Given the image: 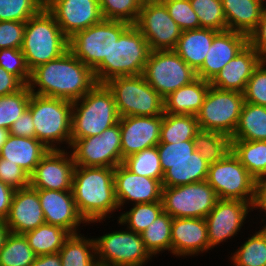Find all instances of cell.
<instances>
[{"label":"cell","mask_w":266,"mask_h":266,"mask_svg":"<svg viewBox=\"0 0 266 266\" xmlns=\"http://www.w3.org/2000/svg\"><path fill=\"white\" fill-rule=\"evenodd\" d=\"M75 167L70 150H50L30 175V186L34 189L72 190Z\"/></svg>","instance_id":"18"},{"label":"cell","mask_w":266,"mask_h":266,"mask_svg":"<svg viewBox=\"0 0 266 266\" xmlns=\"http://www.w3.org/2000/svg\"><path fill=\"white\" fill-rule=\"evenodd\" d=\"M114 185L120 210H124L129 203L133 205L162 201L161 181L134 174L123 164L114 168Z\"/></svg>","instance_id":"19"},{"label":"cell","mask_w":266,"mask_h":266,"mask_svg":"<svg viewBox=\"0 0 266 266\" xmlns=\"http://www.w3.org/2000/svg\"><path fill=\"white\" fill-rule=\"evenodd\" d=\"M35 258L24 234L10 232L0 251V266H30Z\"/></svg>","instance_id":"40"},{"label":"cell","mask_w":266,"mask_h":266,"mask_svg":"<svg viewBox=\"0 0 266 266\" xmlns=\"http://www.w3.org/2000/svg\"><path fill=\"white\" fill-rule=\"evenodd\" d=\"M36 190L45 223L60 226L70 234H78L81 227L88 225L77 210L72 190Z\"/></svg>","instance_id":"21"},{"label":"cell","mask_w":266,"mask_h":266,"mask_svg":"<svg viewBox=\"0 0 266 266\" xmlns=\"http://www.w3.org/2000/svg\"><path fill=\"white\" fill-rule=\"evenodd\" d=\"M263 6H266V0H259Z\"/></svg>","instance_id":"60"},{"label":"cell","mask_w":266,"mask_h":266,"mask_svg":"<svg viewBox=\"0 0 266 266\" xmlns=\"http://www.w3.org/2000/svg\"><path fill=\"white\" fill-rule=\"evenodd\" d=\"M157 149L163 173L175 161L187 160L196 151L193 140L175 144H158Z\"/></svg>","instance_id":"49"},{"label":"cell","mask_w":266,"mask_h":266,"mask_svg":"<svg viewBox=\"0 0 266 266\" xmlns=\"http://www.w3.org/2000/svg\"><path fill=\"white\" fill-rule=\"evenodd\" d=\"M209 87V81L197 77L164 98V113L196 116Z\"/></svg>","instance_id":"27"},{"label":"cell","mask_w":266,"mask_h":266,"mask_svg":"<svg viewBox=\"0 0 266 266\" xmlns=\"http://www.w3.org/2000/svg\"><path fill=\"white\" fill-rule=\"evenodd\" d=\"M14 189L0 180V219L8 217Z\"/></svg>","instance_id":"56"},{"label":"cell","mask_w":266,"mask_h":266,"mask_svg":"<svg viewBox=\"0 0 266 266\" xmlns=\"http://www.w3.org/2000/svg\"><path fill=\"white\" fill-rule=\"evenodd\" d=\"M70 151L76 166L115 168L122 164L119 122L100 135L71 139Z\"/></svg>","instance_id":"14"},{"label":"cell","mask_w":266,"mask_h":266,"mask_svg":"<svg viewBox=\"0 0 266 266\" xmlns=\"http://www.w3.org/2000/svg\"><path fill=\"white\" fill-rule=\"evenodd\" d=\"M247 44L246 34L232 30L219 31L214 36L202 67L196 72L197 77L210 82Z\"/></svg>","instance_id":"24"},{"label":"cell","mask_w":266,"mask_h":266,"mask_svg":"<svg viewBox=\"0 0 266 266\" xmlns=\"http://www.w3.org/2000/svg\"><path fill=\"white\" fill-rule=\"evenodd\" d=\"M182 31L199 29L200 22L190 0H161Z\"/></svg>","instance_id":"46"},{"label":"cell","mask_w":266,"mask_h":266,"mask_svg":"<svg viewBox=\"0 0 266 266\" xmlns=\"http://www.w3.org/2000/svg\"><path fill=\"white\" fill-rule=\"evenodd\" d=\"M250 212V213H249ZM252 211V204L242 200L219 199L205 217L207 225L209 250L235 239L243 226L250 220L248 217Z\"/></svg>","instance_id":"16"},{"label":"cell","mask_w":266,"mask_h":266,"mask_svg":"<svg viewBox=\"0 0 266 266\" xmlns=\"http://www.w3.org/2000/svg\"><path fill=\"white\" fill-rule=\"evenodd\" d=\"M243 104L242 92L210 86L202 107L196 114L200 130L219 132L231 137L237 127Z\"/></svg>","instance_id":"10"},{"label":"cell","mask_w":266,"mask_h":266,"mask_svg":"<svg viewBox=\"0 0 266 266\" xmlns=\"http://www.w3.org/2000/svg\"><path fill=\"white\" fill-rule=\"evenodd\" d=\"M209 251L207 225L204 218H173L171 254L176 258L196 257Z\"/></svg>","instance_id":"22"},{"label":"cell","mask_w":266,"mask_h":266,"mask_svg":"<svg viewBox=\"0 0 266 266\" xmlns=\"http://www.w3.org/2000/svg\"><path fill=\"white\" fill-rule=\"evenodd\" d=\"M227 30L246 34L257 27L262 15L263 5L259 0H221Z\"/></svg>","instance_id":"29"},{"label":"cell","mask_w":266,"mask_h":266,"mask_svg":"<svg viewBox=\"0 0 266 266\" xmlns=\"http://www.w3.org/2000/svg\"><path fill=\"white\" fill-rule=\"evenodd\" d=\"M5 221L10 232L16 234H25L44 224L38 191L30 185L15 190Z\"/></svg>","instance_id":"23"},{"label":"cell","mask_w":266,"mask_h":266,"mask_svg":"<svg viewBox=\"0 0 266 266\" xmlns=\"http://www.w3.org/2000/svg\"><path fill=\"white\" fill-rule=\"evenodd\" d=\"M172 217L162 212L147 229L141 233L146 249L153 257L165 251L171 253ZM158 255V256H157Z\"/></svg>","instance_id":"37"},{"label":"cell","mask_w":266,"mask_h":266,"mask_svg":"<svg viewBox=\"0 0 266 266\" xmlns=\"http://www.w3.org/2000/svg\"><path fill=\"white\" fill-rule=\"evenodd\" d=\"M135 26L151 51L174 50L182 33L161 0H144Z\"/></svg>","instance_id":"15"},{"label":"cell","mask_w":266,"mask_h":266,"mask_svg":"<svg viewBox=\"0 0 266 266\" xmlns=\"http://www.w3.org/2000/svg\"><path fill=\"white\" fill-rule=\"evenodd\" d=\"M218 32L210 28L182 31L174 51L197 72L202 67L214 36Z\"/></svg>","instance_id":"28"},{"label":"cell","mask_w":266,"mask_h":266,"mask_svg":"<svg viewBox=\"0 0 266 266\" xmlns=\"http://www.w3.org/2000/svg\"><path fill=\"white\" fill-rule=\"evenodd\" d=\"M45 8L68 39L103 20L98 0H45Z\"/></svg>","instance_id":"17"},{"label":"cell","mask_w":266,"mask_h":266,"mask_svg":"<svg viewBox=\"0 0 266 266\" xmlns=\"http://www.w3.org/2000/svg\"><path fill=\"white\" fill-rule=\"evenodd\" d=\"M10 132L8 129H4L0 127V152L2 150L3 145L6 143Z\"/></svg>","instance_id":"59"},{"label":"cell","mask_w":266,"mask_h":266,"mask_svg":"<svg viewBox=\"0 0 266 266\" xmlns=\"http://www.w3.org/2000/svg\"><path fill=\"white\" fill-rule=\"evenodd\" d=\"M72 193L77 210L88 225L111 217L113 221L115 212L120 210L115 195L114 168L76 166Z\"/></svg>","instance_id":"2"},{"label":"cell","mask_w":266,"mask_h":266,"mask_svg":"<svg viewBox=\"0 0 266 266\" xmlns=\"http://www.w3.org/2000/svg\"><path fill=\"white\" fill-rule=\"evenodd\" d=\"M31 92L28 85H24L15 93L0 97V127L10 129L12 124L27 110Z\"/></svg>","instance_id":"42"},{"label":"cell","mask_w":266,"mask_h":266,"mask_svg":"<svg viewBox=\"0 0 266 266\" xmlns=\"http://www.w3.org/2000/svg\"><path fill=\"white\" fill-rule=\"evenodd\" d=\"M26 22L0 21V49H21Z\"/></svg>","instance_id":"50"},{"label":"cell","mask_w":266,"mask_h":266,"mask_svg":"<svg viewBox=\"0 0 266 266\" xmlns=\"http://www.w3.org/2000/svg\"><path fill=\"white\" fill-rule=\"evenodd\" d=\"M50 150L38 139L9 135L0 152V158L16 163L29 176L34 172L41 159Z\"/></svg>","instance_id":"26"},{"label":"cell","mask_w":266,"mask_h":266,"mask_svg":"<svg viewBox=\"0 0 266 266\" xmlns=\"http://www.w3.org/2000/svg\"><path fill=\"white\" fill-rule=\"evenodd\" d=\"M248 43L266 59V6H263L257 27L248 35Z\"/></svg>","instance_id":"52"},{"label":"cell","mask_w":266,"mask_h":266,"mask_svg":"<svg viewBox=\"0 0 266 266\" xmlns=\"http://www.w3.org/2000/svg\"><path fill=\"white\" fill-rule=\"evenodd\" d=\"M260 229L247 237L241 246L231 252V266H266V227Z\"/></svg>","instance_id":"36"},{"label":"cell","mask_w":266,"mask_h":266,"mask_svg":"<svg viewBox=\"0 0 266 266\" xmlns=\"http://www.w3.org/2000/svg\"><path fill=\"white\" fill-rule=\"evenodd\" d=\"M24 84L13 74L0 67V97L20 90Z\"/></svg>","instance_id":"55"},{"label":"cell","mask_w":266,"mask_h":266,"mask_svg":"<svg viewBox=\"0 0 266 266\" xmlns=\"http://www.w3.org/2000/svg\"><path fill=\"white\" fill-rule=\"evenodd\" d=\"M207 183L219 199L242 200L253 203L256 179L232 152L209 165Z\"/></svg>","instance_id":"11"},{"label":"cell","mask_w":266,"mask_h":266,"mask_svg":"<svg viewBox=\"0 0 266 266\" xmlns=\"http://www.w3.org/2000/svg\"><path fill=\"white\" fill-rule=\"evenodd\" d=\"M70 235L64 228L47 223L24 234L36 256L59 253Z\"/></svg>","instance_id":"34"},{"label":"cell","mask_w":266,"mask_h":266,"mask_svg":"<svg viewBox=\"0 0 266 266\" xmlns=\"http://www.w3.org/2000/svg\"><path fill=\"white\" fill-rule=\"evenodd\" d=\"M162 119L163 115L119 118L122 163L127 156L159 144Z\"/></svg>","instance_id":"20"},{"label":"cell","mask_w":266,"mask_h":266,"mask_svg":"<svg viewBox=\"0 0 266 266\" xmlns=\"http://www.w3.org/2000/svg\"><path fill=\"white\" fill-rule=\"evenodd\" d=\"M28 110L36 139L49 150L70 149L72 101L31 93Z\"/></svg>","instance_id":"3"},{"label":"cell","mask_w":266,"mask_h":266,"mask_svg":"<svg viewBox=\"0 0 266 266\" xmlns=\"http://www.w3.org/2000/svg\"><path fill=\"white\" fill-rule=\"evenodd\" d=\"M257 213L258 216H262L263 213V218L259 217L260 220V226L266 227V177H262L259 179H256L255 181V194H254V200L252 203V211ZM261 214V215H260Z\"/></svg>","instance_id":"53"},{"label":"cell","mask_w":266,"mask_h":266,"mask_svg":"<svg viewBox=\"0 0 266 266\" xmlns=\"http://www.w3.org/2000/svg\"><path fill=\"white\" fill-rule=\"evenodd\" d=\"M129 211L119 212L118 225L141 234L164 211L162 201L151 203H137L131 205Z\"/></svg>","instance_id":"38"},{"label":"cell","mask_w":266,"mask_h":266,"mask_svg":"<svg viewBox=\"0 0 266 266\" xmlns=\"http://www.w3.org/2000/svg\"><path fill=\"white\" fill-rule=\"evenodd\" d=\"M0 67L16 76L24 85H28L31 71L28 69L21 49H0Z\"/></svg>","instance_id":"47"},{"label":"cell","mask_w":266,"mask_h":266,"mask_svg":"<svg viewBox=\"0 0 266 266\" xmlns=\"http://www.w3.org/2000/svg\"><path fill=\"white\" fill-rule=\"evenodd\" d=\"M0 180L14 190L30 185L29 174L16 163L0 158Z\"/></svg>","instance_id":"51"},{"label":"cell","mask_w":266,"mask_h":266,"mask_svg":"<svg viewBox=\"0 0 266 266\" xmlns=\"http://www.w3.org/2000/svg\"><path fill=\"white\" fill-rule=\"evenodd\" d=\"M209 164L195 151L187 160L175 161L164 173L162 186L175 187L205 181Z\"/></svg>","instance_id":"30"},{"label":"cell","mask_w":266,"mask_h":266,"mask_svg":"<svg viewBox=\"0 0 266 266\" xmlns=\"http://www.w3.org/2000/svg\"><path fill=\"white\" fill-rule=\"evenodd\" d=\"M150 53L144 36L135 25H130L114 42L108 58L93 70L97 84L114 77L143 74Z\"/></svg>","instance_id":"5"},{"label":"cell","mask_w":266,"mask_h":266,"mask_svg":"<svg viewBox=\"0 0 266 266\" xmlns=\"http://www.w3.org/2000/svg\"><path fill=\"white\" fill-rule=\"evenodd\" d=\"M132 173L162 182L163 170L157 146L146 148L124 158L122 163Z\"/></svg>","instance_id":"41"},{"label":"cell","mask_w":266,"mask_h":266,"mask_svg":"<svg viewBox=\"0 0 266 266\" xmlns=\"http://www.w3.org/2000/svg\"><path fill=\"white\" fill-rule=\"evenodd\" d=\"M264 58L248 43L210 81V86L230 91L244 92L254 69Z\"/></svg>","instance_id":"25"},{"label":"cell","mask_w":266,"mask_h":266,"mask_svg":"<svg viewBox=\"0 0 266 266\" xmlns=\"http://www.w3.org/2000/svg\"><path fill=\"white\" fill-rule=\"evenodd\" d=\"M69 39L55 17L44 7L26 21L21 50L30 71L38 65L60 57L68 50Z\"/></svg>","instance_id":"6"},{"label":"cell","mask_w":266,"mask_h":266,"mask_svg":"<svg viewBox=\"0 0 266 266\" xmlns=\"http://www.w3.org/2000/svg\"><path fill=\"white\" fill-rule=\"evenodd\" d=\"M218 200L206 180L162 189L163 210L172 218L205 219Z\"/></svg>","instance_id":"13"},{"label":"cell","mask_w":266,"mask_h":266,"mask_svg":"<svg viewBox=\"0 0 266 266\" xmlns=\"http://www.w3.org/2000/svg\"><path fill=\"white\" fill-rule=\"evenodd\" d=\"M11 135L35 138V127L29 110L20 116L10 127Z\"/></svg>","instance_id":"54"},{"label":"cell","mask_w":266,"mask_h":266,"mask_svg":"<svg viewBox=\"0 0 266 266\" xmlns=\"http://www.w3.org/2000/svg\"><path fill=\"white\" fill-rule=\"evenodd\" d=\"M96 261L101 266H145L154 257L146 249L141 234L125 228L94 237Z\"/></svg>","instance_id":"8"},{"label":"cell","mask_w":266,"mask_h":266,"mask_svg":"<svg viewBox=\"0 0 266 266\" xmlns=\"http://www.w3.org/2000/svg\"><path fill=\"white\" fill-rule=\"evenodd\" d=\"M143 76L163 98L197 78L196 72L174 50L151 51Z\"/></svg>","instance_id":"12"},{"label":"cell","mask_w":266,"mask_h":266,"mask_svg":"<svg viewBox=\"0 0 266 266\" xmlns=\"http://www.w3.org/2000/svg\"><path fill=\"white\" fill-rule=\"evenodd\" d=\"M129 26L126 22L103 19L69 38L68 49L94 70L104 58H108L114 42Z\"/></svg>","instance_id":"9"},{"label":"cell","mask_w":266,"mask_h":266,"mask_svg":"<svg viewBox=\"0 0 266 266\" xmlns=\"http://www.w3.org/2000/svg\"><path fill=\"white\" fill-rule=\"evenodd\" d=\"M196 151L210 165L231 151V138L223 133L200 130L193 138Z\"/></svg>","instance_id":"39"},{"label":"cell","mask_w":266,"mask_h":266,"mask_svg":"<svg viewBox=\"0 0 266 266\" xmlns=\"http://www.w3.org/2000/svg\"><path fill=\"white\" fill-rule=\"evenodd\" d=\"M243 95L244 102L266 107V59L254 69Z\"/></svg>","instance_id":"48"},{"label":"cell","mask_w":266,"mask_h":266,"mask_svg":"<svg viewBox=\"0 0 266 266\" xmlns=\"http://www.w3.org/2000/svg\"><path fill=\"white\" fill-rule=\"evenodd\" d=\"M30 266H62L60 254H47L36 256Z\"/></svg>","instance_id":"57"},{"label":"cell","mask_w":266,"mask_h":266,"mask_svg":"<svg viewBox=\"0 0 266 266\" xmlns=\"http://www.w3.org/2000/svg\"><path fill=\"white\" fill-rule=\"evenodd\" d=\"M10 230L6 224V221L0 219V251L2 250L7 236L9 235Z\"/></svg>","instance_id":"58"},{"label":"cell","mask_w":266,"mask_h":266,"mask_svg":"<svg viewBox=\"0 0 266 266\" xmlns=\"http://www.w3.org/2000/svg\"><path fill=\"white\" fill-rule=\"evenodd\" d=\"M104 84L113 94L119 117L164 114V98L147 83L143 74L114 77Z\"/></svg>","instance_id":"7"},{"label":"cell","mask_w":266,"mask_h":266,"mask_svg":"<svg viewBox=\"0 0 266 266\" xmlns=\"http://www.w3.org/2000/svg\"><path fill=\"white\" fill-rule=\"evenodd\" d=\"M199 131L196 116L164 113L159 144H175L193 140Z\"/></svg>","instance_id":"33"},{"label":"cell","mask_w":266,"mask_h":266,"mask_svg":"<svg viewBox=\"0 0 266 266\" xmlns=\"http://www.w3.org/2000/svg\"><path fill=\"white\" fill-rule=\"evenodd\" d=\"M112 92L96 84L81 99L72 102L71 139L100 135L119 121Z\"/></svg>","instance_id":"4"},{"label":"cell","mask_w":266,"mask_h":266,"mask_svg":"<svg viewBox=\"0 0 266 266\" xmlns=\"http://www.w3.org/2000/svg\"><path fill=\"white\" fill-rule=\"evenodd\" d=\"M96 84L93 70L68 49L60 57L34 68L28 86L32 94L73 102Z\"/></svg>","instance_id":"1"},{"label":"cell","mask_w":266,"mask_h":266,"mask_svg":"<svg viewBox=\"0 0 266 266\" xmlns=\"http://www.w3.org/2000/svg\"><path fill=\"white\" fill-rule=\"evenodd\" d=\"M45 7V0H0V21L26 22Z\"/></svg>","instance_id":"45"},{"label":"cell","mask_w":266,"mask_h":266,"mask_svg":"<svg viewBox=\"0 0 266 266\" xmlns=\"http://www.w3.org/2000/svg\"><path fill=\"white\" fill-rule=\"evenodd\" d=\"M104 20L135 25L144 0H98Z\"/></svg>","instance_id":"43"},{"label":"cell","mask_w":266,"mask_h":266,"mask_svg":"<svg viewBox=\"0 0 266 266\" xmlns=\"http://www.w3.org/2000/svg\"><path fill=\"white\" fill-rule=\"evenodd\" d=\"M190 3L198 16L200 28H210L217 31L227 30L221 0H190Z\"/></svg>","instance_id":"44"},{"label":"cell","mask_w":266,"mask_h":266,"mask_svg":"<svg viewBox=\"0 0 266 266\" xmlns=\"http://www.w3.org/2000/svg\"><path fill=\"white\" fill-rule=\"evenodd\" d=\"M85 234H71L59 250L62 266H97L96 243Z\"/></svg>","instance_id":"32"},{"label":"cell","mask_w":266,"mask_h":266,"mask_svg":"<svg viewBox=\"0 0 266 266\" xmlns=\"http://www.w3.org/2000/svg\"><path fill=\"white\" fill-rule=\"evenodd\" d=\"M231 140L266 141V107L244 102Z\"/></svg>","instance_id":"31"},{"label":"cell","mask_w":266,"mask_h":266,"mask_svg":"<svg viewBox=\"0 0 266 266\" xmlns=\"http://www.w3.org/2000/svg\"><path fill=\"white\" fill-rule=\"evenodd\" d=\"M231 150L255 179L266 177V141L231 140Z\"/></svg>","instance_id":"35"}]
</instances>
